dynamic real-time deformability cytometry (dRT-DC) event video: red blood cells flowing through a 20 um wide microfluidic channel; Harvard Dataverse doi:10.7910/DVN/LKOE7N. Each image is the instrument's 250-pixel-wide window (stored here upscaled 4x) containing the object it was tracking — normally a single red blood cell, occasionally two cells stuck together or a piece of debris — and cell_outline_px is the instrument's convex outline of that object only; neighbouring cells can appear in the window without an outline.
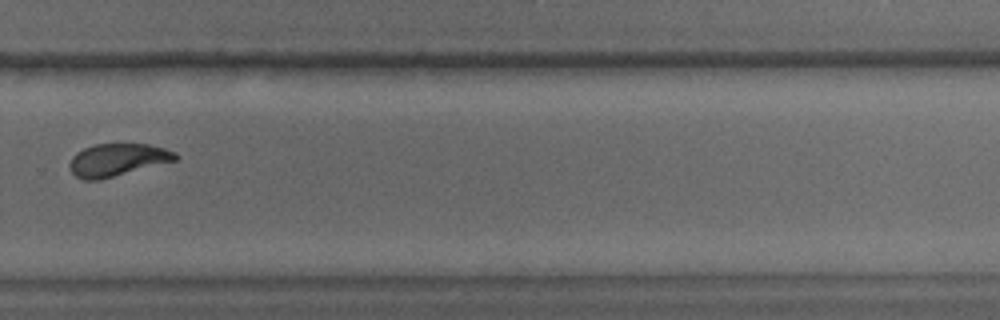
{"species": "common noctule bat (a hibernating species)", "species_latin": "Nyctalus noctula", "temperature_condition": "warm", "stored_images_in_passage": 12, "camera_frame_rate_fps": 3000, "um_per_image_px": 0.085, "animal": {"sex": "male", "body_mass_g": 15.6}, "frame": {"image": 1, "passage_image": 12, "time_ms": 14.333, "image_size_px": [1000, 320], "cell_outline_px": [[180, 156], [176, 160], [100, 180], [84, 180], [76, 176], [72, 172], [68, 164], [72, 156], [76, 152], [84, 148], [96, 144], [148, 144], [164, 148], [176, 152]], "centroid_in_image_um": [9.97, 13.59], "position_along_channel_um": 319.8, "area_um2": 20.06}}